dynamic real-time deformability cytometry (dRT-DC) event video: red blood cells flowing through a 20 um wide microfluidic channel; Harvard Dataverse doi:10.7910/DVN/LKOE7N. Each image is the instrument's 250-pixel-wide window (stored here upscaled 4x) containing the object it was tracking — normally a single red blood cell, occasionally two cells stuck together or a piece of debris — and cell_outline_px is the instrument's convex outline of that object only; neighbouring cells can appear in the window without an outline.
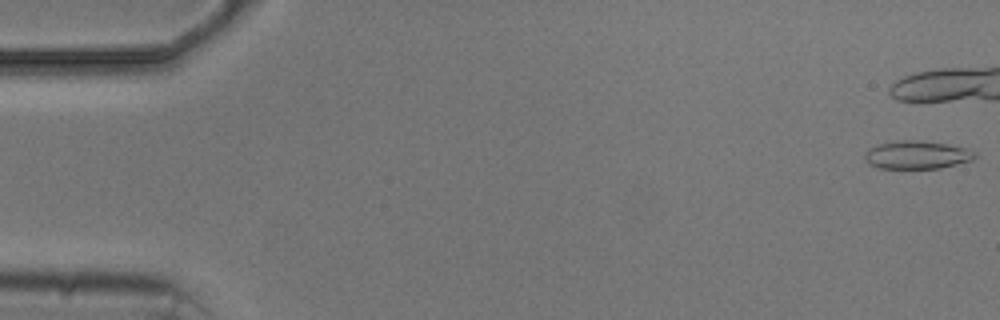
{"species": "common noctule bat (a hibernating species)", "species_latin": "Nyctalus noctula", "temperature_condition": "cold", "stored_images_in_passage": 6, "camera_frame_rate_fps": 3000, "um_per_image_px": 0.085, "animal": {"sex": "male", "body_mass_g": 20.5, "forearm_length_mm": 52.5}, "frame": {"image": 1, "passage_image": 1, "time_ms": 0.0, "image_size_px": [1000, 320], "cell_outline_px": [[976, 156], [972, 160], [940, 168], [880, 168], [868, 164], [864, 160], [864, 152], [868, 148], [880, 144], [896, 140], [916, 140], [948, 144], [964, 148], [976, 152]], "centroid_in_image_um": [77.89, 13.16], "position_along_channel_um": 7.1, "area_um2": 18.03}}